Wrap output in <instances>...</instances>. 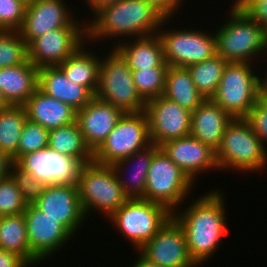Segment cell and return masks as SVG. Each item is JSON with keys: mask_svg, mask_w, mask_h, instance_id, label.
Wrapping results in <instances>:
<instances>
[{"mask_svg": "<svg viewBox=\"0 0 267 267\" xmlns=\"http://www.w3.org/2000/svg\"><path fill=\"white\" fill-rule=\"evenodd\" d=\"M38 70L29 59L0 68V93L7 105L23 106L38 88Z\"/></svg>", "mask_w": 267, "mask_h": 267, "instance_id": "603a6c76", "label": "cell"}, {"mask_svg": "<svg viewBox=\"0 0 267 267\" xmlns=\"http://www.w3.org/2000/svg\"><path fill=\"white\" fill-rule=\"evenodd\" d=\"M267 0H235L233 1L243 12H246L255 2Z\"/></svg>", "mask_w": 267, "mask_h": 267, "instance_id": "bcb514c9", "label": "cell"}, {"mask_svg": "<svg viewBox=\"0 0 267 267\" xmlns=\"http://www.w3.org/2000/svg\"><path fill=\"white\" fill-rule=\"evenodd\" d=\"M15 163L46 186L77 185L84 165L79 159L58 153L48 146L20 156Z\"/></svg>", "mask_w": 267, "mask_h": 267, "instance_id": "7c38bea8", "label": "cell"}, {"mask_svg": "<svg viewBox=\"0 0 267 267\" xmlns=\"http://www.w3.org/2000/svg\"><path fill=\"white\" fill-rule=\"evenodd\" d=\"M86 2V6H89V10L92 11L93 14L102 6H105L110 3L118 2L120 0H82Z\"/></svg>", "mask_w": 267, "mask_h": 267, "instance_id": "ee69618b", "label": "cell"}, {"mask_svg": "<svg viewBox=\"0 0 267 267\" xmlns=\"http://www.w3.org/2000/svg\"><path fill=\"white\" fill-rule=\"evenodd\" d=\"M172 18H164L158 29L164 58L169 66L187 67L191 64L211 59L217 54L214 32L168 28ZM167 27L165 30L164 28Z\"/></svg>", "mask_w": 267, "mask_h": 267, "instance_id": "8fae6325", "label": "cell"}, {"mask_svg": "<svg viewBox=\"0 0 267 267\" xmlns=\"http://www.w3.org/2000/svg\"><path fill=\"white\" fill-rule=\"evenodd\" d=\"M10 175L16 181V184L28 204H33L43 193L46 185L34 178V176L21 169L15 162H12Z\"/></svg>", "mask_w": 267, "mask_h": 267, "instance_id": "74e56055", "label": "cell"}, {"mask_svg": "<svg viewBox=\"0 0 267 267\" xmlns=\"http://www.w3.org/2000/svg\"><path fill=\"white\" fill-rule=\"evenodd\" d=\"M250 125L252 131L267 145V79H265L258 90V101L249 110L244 118Z\"/></svg>", "mask_w": 267, "mask_h": 267, "instance_id": "d590c367", "label": "cell"}, {"mask_svg": "<svg viewBox=\"0 0 267 267\" xmlns=\"http://www.w3.org/2000/svg\"><path fill=\"white\" fill-rule=\"evenodd\" d=\"M0 249L18 254L31 267L41 264L30 251L23 213L0 217Z\"/></svg>", "mask_w": 267, "mask_h": 267, "instance_id": "f1b7e54d", "label": "cell"}, {"mask_svg": "<svg viewBox=\"0 0 267 267\" xmlns=\"http://www.w3.org/2000/svg\"><path fill=\"white\" fill-rule=\"evenodd\" d=\"M8 105L7 103L5 102V100L2 98V95L0 93V110L6 108Z\"/></svg>", "mask_w": 267, "mask_h": 267, "instance_id": "7dc6e473", "label": "cell"}, {"mask_svg": "<svg viewBox=\"0 0 267 267\" xmlns=\"http://www.w3.org/2000/svg\"><path fill=\"white\" fill-rule=\"evenodd\" d=\"M67 5L64 0H34L27 4L24 22L19 30L26 44L56 28L86 27L87 23H82L76 16L74 18L72 9Z\"/></svg>", "mask_w": 267, "mask_h": 267, "instance_id": "2e32d148", "label": "cell"}, {"mask_svg": "<svg viewBox=\"0 0 267 267\" xmlns=\"http://www.w3.org/2000/svg\"><path fill=\"white\" fill-rule=\"evenodd\" d=\"M233 118L211 99H205L191 112L190 135L217 150L226 127Z\"/></svg>", "mask_w": 267, "mask_h": 267, "instance_id": "44dd1931", "label": "cell"}, {"mask_svg": "<svg viewBox=\"0 0 267 267\" xmlns=\"http://www.w3.org/2000/svg\"><path fill=\"white\" fill-rule=\"evenodd\" d=\"M245 13L265 30L267 29V1L255 2Z\"/></svg>", "mask_w": 267, "mask_h": 267, "instance_id": "60d3db41", "label": "cell"}, {"mask_svg": "<svg viewBox=\"0 0 267 267\" xmlns=\"http://www.w3.org/2000/svg\"><path fill=\"white\" fill-rule=\"evenodd\" d=\"M151 144L145 112L124 113L108 137L93 152V161L112 166Z\"/></svg>", "mask_w": 267, "mask_h": 267, "instance_id": "30bf717a", "label": "cell"}, {"mask_svg": "<svg viewBox=\"0 0 267 267\" xmlns=\"http://www.w3.org/2000/svg\"><path fill=\"white\" fill-rule=\"evenodd\" d=\"M172 216L164 205L143 198L127 199L110 217L113 228L132 244L134 251L149 242Z\"/></svg>", "mask_w": 267, "mask_h": 267, "instance_id": "52a82bcc", "label": "cell"}, {"mask_svg": "<svg viewBox=\"0 0 267 267\" xmlns=\"http://www.w3.org/2000/svg\"><path fill=\"white\" fill-rule=\"evenodd\" d=\"M24 3L29 4L32 3L34 0H22Z\"/></svg>", "mask_w": 267, "mask_h": 267, "instance_id": "681fc988", "label": "cell"}, {"mask_svg": "<svg viewBox=\"0 0 267 267\" xmlns=\"http://www.w3.org/2000/svg\"><path fill=\"white\" fill-rule=\"evenodd\" d=\"M27 119L48 130L69 125L76 121V110L70 105L48 96L39 88L23 105Z\"/></svg>", "mask_w": 267, "mask_h": 267, "instance_id": "cb8c5ba5", "label": "cell"}, {"mask_svg": "<svg viewBox=\"0 0 267 267\" xmlns=\"http://www.w3.org/2000/svg\"><path fill=\"white\" fill-rule=\"evenodd\" d=\"M86 43L87 41L58 67L69 81L86 87L95 96L98 88L101 56L95 54L96 52H93L95 50L90 52V48H87L90 43Z\"/></svg>", "mask_w": 267, "mask_h": 267, "instance_id": "4316f807", "label": "cell"}, {"mask_svg": "<svg viewBox=\"0 0 267 267\" xmlns=\"http://www.w3.org/2000/svg\"><path fill=\"white\" fill-rule=\"evenodd\" d=\"M109 50L105 53L107 55L104 54L100 59L98 88L95 96L124 113L143 112L146 102L134 85L132 70L114 48H111L110 52Z\"/></svg>", "mask_w": 267, "mask_h": 267, "instance_id": "ba28073f", "label": "cell"}, {"mask_svg": "<svg viewBox=\"0 0 267 267\" xmlns=\"http://www.w3.org/2000/svg\"><path fill=\"white\" fill-rule=\"evenodd\" d=\"M77 187L86 218L96 211L108 218L128 199L113 167L94 161L82 166Z\"/></svg>", "mask_w": 267, "mask_h": 267, "instance_id": "5b68a950", "label": "cell"}, {"mask_svg": "<svg viewBox=\"0 0 267 267\" xmlns=\"http://www.w3.org/2000/svg\"><path fill=\"white\" fill-rule=\"evenodd\" d=\"M131 70L149 67H169L164 58L161 38L158 34L132 38L113 47Z\"/></svg>", "mask_w": 267, "mask_h": 267, "instance_id": "484cf974", "label": "cell"}, {"mask_svg": "<svg viewBox=\"0 0 267 267\" xmlns=\"http://www.w3.org/2000/svg\"><path fill=\"white\" fill-rule=\"evenodd\" d=\"M143 1L152 5L165 18L174 17V15H176L177 12L179 13V11H181L180 10L181 4L183 5L182 2H184V0H143Z\"/></svg>", "mask_w": 267, "mask_h": 267, "instance_id": "ab89813d", "label": "cell"}, {"mask_svg": "<svg viewBox=\"0 0 267 267\" xmlns=\"http://www.w3.org/2000/svg\"><path fill=\"white\" fill-rule=\"evenodd\" d=\"M0 267H31L21 256L0 249Z\"/></svg>", "mask_w": 267, "mask_h": 267, "instance_id": "b9f144b4", "label": "cell"}, {"mask_svg": "<svg viewBox=\"0 0 267 267\" xmlns=\"http://www.w3.org/2000/svg\"><path fill=\"white\" fill-rule=\"evenodd\" d=\"M194 182L160 148L153 154L143 199L164 205L170 212L185 204ZM184 202V203H183Z\"/></svg>", "mask_w": 267, "mask_h": 267, "instance_id": "9c48e42d", "label": "cell"}, {"mask_svg": "<svg viewBox=\"0 0 267 267\" xmlns=\"http://www.w3.org/2000/svg\"><path fill=\"white\" fill-rule=\"evenodd\" d=\"M86 41V27L56 28L27 45L28 59L38 68L58 66Z\"/></svg>", "mask_w": 267, "mask_h": 267, "instance_id": "4fadbf2b", "label": "cell"}, {"mask_svg": "<svg viewBox=\"0 0 267 267\" xmlns=\"http://www.w3.org/2000/svg\"><path fill=\"white\" fill-rule=\"evenodd\" d=\"M168 68L149 67L132 70L134 85L145 102L163 95Z\"/></svg>", "mask_w": 267, "mask_h": 267, "instance_id": "d6a6232c", "label": "cell"}, {"mask_svg": "<svg viewBox=\"0 0 267 267\" xmlns=\"http://www.w3.org/2000/svg\"><path fill=\"white\" fill-rule=\"evenodd\" d=\"M158 149L157 145L151 144L146 149L136 152L112 165L124 195L128 199L143 198L151 160L153 154ZM124 172L127 176L124 175Z\"/></svg>", "mask_w": 267, "mask_h": 267, "instance_id": "d4e9b609", "label": "cell"}, {"mask_svg": "<svg viewBox=\"0 0 267 267\" xmlns=\"http://www.w3.org/2000/svg\"><path fill=\"white\" fill-rule=\"evenodd\" d=\"M265 54H267V29H266V37H265ZM267 57V55H265ZM267 74V70H266V73Z\"/></svg>", "mask_w": 267, "mask_h": 267, "instance_id": "c3c4849f", "label": "cell"}, {"mask_svg": "<svg viewBox=\"0 0 267 267\" xmlns=\"http://www.w3.org/2000/svg\"><path fill=\"white\" fill-rule=\"evenodd\" d=\"M27 205L11 175L0 180V217L22 214Z\"/></svg>", "mask_w": 267, "mask_h": 267, "instance_id": "e575fe53", "label": "cell"}, {"mask_svg": "<svg viewBox=\"0 0 267 267\" xmlns=\"http://www.w3.org/2000/svg\"><path fill=\"white\" fill-rule=\"evenodd\" d=\"M228 62L219 55L187 66L196 89L205 99H211L217 90Z\"/></svg>", "mask_w": 267, "mask_h": 267, "instance_id": "1f68e13d", "label": "cell"}, {"mask_svg": "<svg viewBox=\"0 0 267 267\" xmlns=\"http://www.w3.org/2000/svg\"><path fill=\"white\" fill-rule=\"evenodd\" d=\"M49 130L27 119L18 144V158L48 146Z\"/></svg>", "mask_w": 267, "mask_h": 267, "instance_id": "8d00e7d4", "label": "cell"}, {"mask_svg": "<svg viewBox=\"0 0 267 267\" xmlns=\"http://www.w3.org/2000/svg\"><path fill=\"white\" fill-rule=\"evenodd\" d=\"M26 120L23 106L8 105L0 110V150L12 162L18 159V144Z\"/></svg>", "mask_w": 267, "mask_h": 267, "instance_id": "4dcf8cb0", "label": "cell"}, {"mask_svg": "<svg viewBox=\"0 0 267 267\" xmlns=\"http://www.w3.org/2000/svg\"><path fill=\"white\" fill-rule=\"evenodd\" d=\"M26 5L22 0H0V30L19 31L24 22Z\"/></svg>", "mask_w": 267, "mask_h": 267, "instance_id": "f35d334b", "label": "cell"}, {"mask_svg": "<svg viewBox=\"0 0 267 267\" xmlns=\"http://www.w3.org/2000/svg\"><path fill=\"white\" fill-rule=\"evenodd\" d=\"M232 6V7H231ZM229 20L217 27L216 38L217 55L227 62L253 63L265 53L266 30L253 21L234 2L231 4ZM262 53V54H261Z\"/></svg>", "mask_w": 267, "mask_h": 267, "instance_id": "3957f363", "label": "cell"}, {"mask_svg": "<svg viewBox=\"0 0 267 267\" xmlns=\"http://www.w3.org/2000/svg\"><path fill=\"white\" fill-rule=\"evenodd\" d=\"M224 199L220 188L211 189L193 199L187 207L185 205L184 210V207H179L172 213L184 231L190 256L198 266L215 257L224 236L230 232Z\"/></svg>", "mask_w": 267, "mask_h": 267, "instance_id": "6da1fadb", "label": "cell"}, {"mask_svg": "<svg viewBox=\"0 0 267 267\" xmlns=\"http://www.w3.org/2000/svg\"><path fill=\"white\" fill-rule=\"evenodd\" d=\"M38 88L76 111L85 107L94 97L86 87L69 81L58 66L39 68Z\"/></svg>", "mask_w": 267, "mask_h": 267, "instance_id": "7402d4cb", "label": "cell"}, {"mask_svg": "<svg viewBox=\"0 0 267 267\" xmlns=\"http://www.w3.org/2000/svg\"><path fill=\"white\" fill-rule=\"evenodd\" d=\"M163 96L194 111L205 98L196 89L187 67L169 66Z\"/></svg>", "mask_w": 267, "mask_h": 267, "instance_id": "83f0119b", "label": "cell"}, {"mask_svg": "<svg viewBox=\"0 0 267 267\" xmlns=\"http://www.w3.org/2000/svg\"><path fill=\"white\" fill-rule=\"evenodd\" d=\"M159 148L195 183L203 172L218 170L216 151L192 135L167 141ZM201 173V174H200Z\"/></svg>", "mask_w": 267, "mask_h": 267, "instance_id": "d6986e66", "label": "cell"}, {"mask_svg": "<svg viewBox=\"0 0 267 267\" xmlns=\"http://www.w3.org/2000/svg\"><path fill=\"white\" fill-rule=\"evenodd\" d=\"M93 15L92 20H87V42H91L92 45L102 39L103 44L105 38H110V41L115 38L117 41H113L112 48L130 37L132 39L157 34L165 18L143 0H120L110 3L99 8Z\"/></svg>", "mask_w": 267, "mask_h": 267, "instance_id": "7a4b0ae2", "label": "cell"}, {"mask_svg": "<svg viewBox=\"0 0 267 267\" xmlns=\"http://www.w3.org/2000/svg\"><path fill=\"white\" fill-rule=\"evenodd\" d=\"M149 135L158 147L170 140L190 135L191 111L163 95L146 102Z\"/></svg>", "mask_w": 267, "mask_h": 267, "instance_id": "5bb4252c", "label": "cell"}, {"mask_svg": "<svg viewBox=\"0 0 267 267\" xmlns=\"http://www.w3.org/2000/svg\"><path fill=\"white\" fill-rule=\"evenodd\" d=\"M12 160L0 150V180L10 175Z\"/></svg>", "mask_w": 267, "mask_h": 267, "instance_id": "7bdbcfd3", "label": "cell"}, {"mask_svg": "<svg viewBox=\"0 0 267 267\" xmlns=\"http://www.w3.org/2000/svg\"><path fill=\"white\" fill-rule=\"evenodd\" d=\"M27 59V44L20 32L0 30V68L20 65Z\"/></svg>", "mask_w": 267, "mask_h": 267, "instance_id": "836d02e7", "label": "cell"}, {"mask_svg": "<svg viewBox=\"0 0 267 267\" xmlns=\"http://www.w3.org/2000/svg\"><path fill=\"white\" fill-rule=\"evenodd\" d=\"M138 251L159 267H199L190 256L182 227L172 216Z\"/></svg>", "mask_w": 267, "mask_h": 267, "instance_id": "9a60e30c", "label": "cell"}, {"mask_svg": "<svg viewBox=\"0 0 267 267\" xmlns=\"http://www.w3.org/2000/svg\"><path fill=\"white\" fill-rule=\"evenodd\" d=\"M33 205L58 221L73 237L87 218L83 212L77 185L46 186ZM81 225V227H80Z\"/></svg>", "mask_w": 267, "mask_h": 267, "instance_id": "ac0fdd59", "label": "cell"}, {"mask_svg": "<svg viewBox=\"0 0 267 267\" xmlns=\"http://www.w3.org/2000/svg\"><path fill=\"white\" fill-rule=\"evenodd\" d=\"M48 147L63 155L77 158L83 164L93 161V152L86 145L76 121L49 130Z\"/></svg>", "mask_w": 267, "mask_h": 267, "instance_id": "f546056e", "label": "cell"}, {"mask_svg": "<svg viewBox=\"0 0 267 267\" xmlns=\"http://www.w3.org/2000/svg\"><path fill=\"white\" fill-rule=\"evenodd\" d=\"M123 114L122 110L96 96L85 107L76 111V122L92 152L108 137Z\"/></svg>", "mask_w": 267, "mask_h": 267, "instance_id": "ffe728a7", "label": "cell"}, {"mask_svg": "<svg viewBox=\"0 0 267 267\" xmlns=\"http://www.w3.org/2000/svg\"><path fill=\"white\" fill-rule=\"evenodd\" d=\"M254 67L253 63L228 62L211 97L233 119L245 118L258 101V90L266 77L258 75Z\"/></svg>", "mask_w": 267, "mask_h": 267, "instance_id": "8992f818", "label": "cell"}, {"mask_svg": "<svg viewBox=\"0 0 267 267\" xmlns=\"http://www.w3.org/2000/svg\"><path fill=\"white\" fill-rule=\"evenodd\" d=\"M216 161L218 172L226 169L248 174L261 172L267 168V147L244 118H235L226 127L216 150Z\"/></svg>", "mask_w": 267, "mask_h": 267, "instance_id": "277c9868", "label": "cell"}, {"mask_svg": "<svg viewBox=\"0 0 267 267\" xmlns=\"http://www.w3.org/2000/svg\"><path fill=\"white\" fill-rule=\"evenodd\" d=\"M135 252H138V256L136 257L137 259L134 261V264L131 267H159L157 264L150 262L139 251Z\"/></svg>", "mask_w": 267, "mask_h": 267, "instance_id": "f6af8a7d", "label": "cell"}, {"mask_svg": "<svg viewBox=\"0 0 267 267\" xmlns=\"http://www.w3.org/2000/svg\"><path fill=\"white\" fill-rule=\"evenodd\" d=\"M30 251L42 263L55 256L73 236L55 219L28 204L24 213Z\"/></svg>", "mask_w": 267, "mask_h": 267, "instance_id": "e0dca14e", "label": "cell"}]
</instances>
